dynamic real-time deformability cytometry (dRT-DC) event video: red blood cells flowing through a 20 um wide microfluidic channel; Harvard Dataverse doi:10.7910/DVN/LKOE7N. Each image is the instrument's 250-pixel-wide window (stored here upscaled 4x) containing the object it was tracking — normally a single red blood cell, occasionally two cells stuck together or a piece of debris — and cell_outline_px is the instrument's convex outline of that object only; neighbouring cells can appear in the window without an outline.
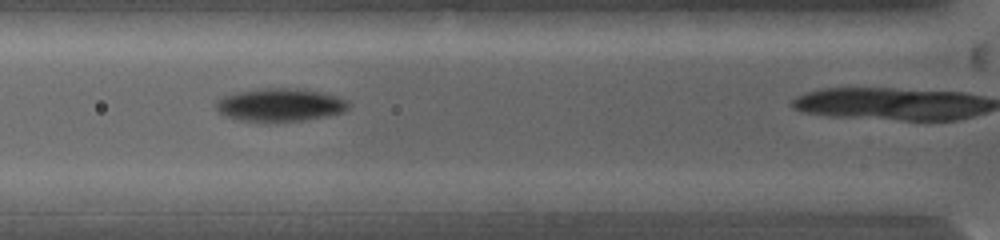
{"species": "common noctule bat (a hibernating species)", "species_latin": "Nyctalus noctula", "temperature_condition": "warm", "stored_images_in_passage": 4, "camera_frame_rate_fps": 5000, "um_per_image_px": 0.085, "animal": {"sex": "female", "body_mass_g": 19.0, "forearm_length_mm": 53.3}, "frame": {"image": 1, "passage_image": 3, "time_ms": 1.4, "image_size_px": [1000, 240], "cell_outline_px": [[352, 104], [344, 112], [328, 116], [304, 120], [276, 124], [236, 120], [224, 116], [216, 108], [216, 100], [224, 96], [236, 92], [256, 88], [296, 88], [320, 92], [336, 96], [348, 100]], "centroid_in_image_um": [23.8, 8.95], "position_along_channel_um": 102.0, "area_um2": 26.36}}
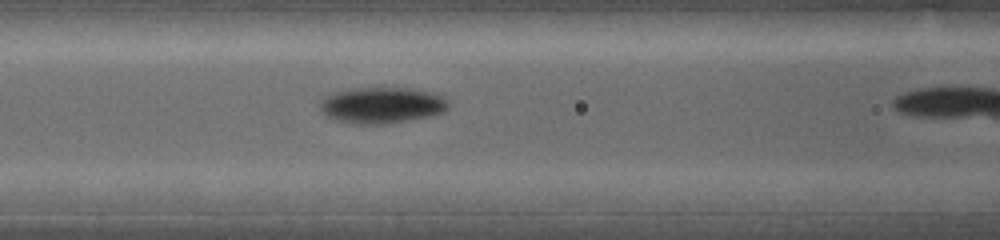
{"frame": {"image": 2, "passage_image": 4, "time_ms": 2.2, "image_size_px": [1000, 240], "cell_outline_px": [[452, 104], [444, 112], [432, 116], [412, 120], [384, 124], [348, 124], [324, 116], [320, 108], [320, 100], [324, 96], [332, 92], [348, 88], [392, 84], [416, 88], [440, 96], [448, 100]], "centroid_in_image_um": [32.44, 8.9], "position_along_channel_um": 134.2, "area_um2": 28.67}}